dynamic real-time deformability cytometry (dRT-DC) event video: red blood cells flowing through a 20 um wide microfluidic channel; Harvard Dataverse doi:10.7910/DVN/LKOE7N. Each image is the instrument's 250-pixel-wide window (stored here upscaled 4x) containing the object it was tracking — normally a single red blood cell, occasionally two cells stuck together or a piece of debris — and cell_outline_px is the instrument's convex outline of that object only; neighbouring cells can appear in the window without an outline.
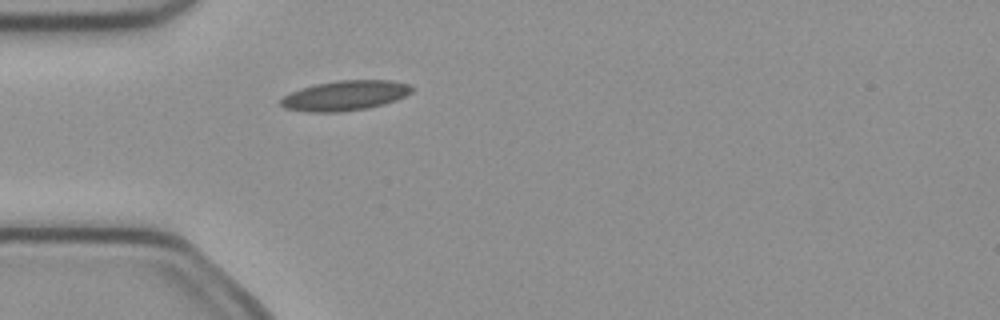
{"species": "common noctule bat (a hibernating species)", "species_latin": "Nyctalus noctula", "temperature_condition": "cold", "stored_images_in_passage": 1, "camera_frame_rate_fps": 3000, "um_per_image_px": 0.085, "animal": {"sex": "female", "body_mass_g": 21.9}, "frame": {"image": 1, "passage_image": 1, "time_ms": 0.0, "image_size_px": [1000, 320], "cell_outline_px": [[412, 92], [396, 100], [384, 104], [368, 108], [340, 112], [304, 112], [284, 108], [280, 104], [280, 100], [284, 96], [300, 88], [316, 84], [336, 80], [392, 80], [412, 84]], "centroid_in_image_um": [29.33, 8.12], "position_along_channel_um": 55.7, "area_um2": 23.06}}